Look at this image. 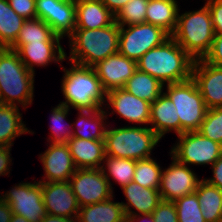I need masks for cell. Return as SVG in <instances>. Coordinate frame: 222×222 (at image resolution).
Listing matches in <instances>:
<instances>
[{
  "instance_id": "60d3db41",
  "label": "cell",
  "mask_w": 222,
  "mask_h": 222,
  "mask_svg": "<svg viewBox=\"0 0 222 222\" xmlns=\"http://www.w3.org/2000/svg\"><path fill=\"white\" fill-rule=\"evenodd\" d=\"M207 1V2H206ZM210 10L215 35H222V0H206Z\"/></svg>"
},
{
  "instance_id": "52a82bcc",
  "label": "cell",
  "mask_w": 222,
  "mask_h": 222,
  "mask_svg": "<svg viewBox=\"0 0 222 222\" xmlns=\"http://www.w3.org/2000/svg\"><path fill=\"white\" fill-rule=\"evenodd\" d=\"M164 92L176 107L180 119V134L198 131L207 113V106L191 78L180 83L167 84Z\"/></svg>"
},
{
  "instance_id": "7dc6e473",
  "label": "cell",
  "mask_w": 222,
  "mask_h": 222,
  "mask_svg": "<svg viewBox=\"0 0 222 222\" xmlns=\"http://www.w3.org/2000/svg\"><path fill=\"white\" fill-rule=\"evenodd\" d=\"M40 222H77V218H67L46 214Z\"/></svg>"
},
{
  "instance_id": "ac0fdd59",
  "label": "cell",
  "mask_w": 222,
  "mask_h": 222,
  "mask_svg": "<svg viewBox=\"0 0 222 222\" xmlns=\"http://www.w3.org/2000/svg\"><path fill=\"white\" fill-rule=\"evenodd\" d=\"M10 49L15 50L24 65L33 73L35 66L46 67L49 63L65 61V51L60 42H28L27 44H13Z\"/></svg>"
},
{
  "instance_id": "8fae6325",
  "label": "cell",
  "mask_w": 222,
  "mask_h": 222,
  "mask_svg": "<svg viewBox=\"0 0 222 222\" xmlns=\"http://www.w3.org/2000/svg\"><path fill=\"white\" fill-rule=\"evenodd\" d=\"M69 182L79 207L105 201L114 196L101 168L77 169Z\"/></svg>"
},
{
  "instance_id": "603a6c76",
  "label": "cell",
  "mask_w": 222,
  "mask_h": 222,
  "mask_svg": "<svg viewBox=\"0 0 222 222\" xmlns=\"http://www.w3.org/2000/svg\"><path fill=\"white\" fill-rule=\"evenodd\" d=\"M75 5V29H98L115 21V15L100 0L80 1Z\"/></svg>"
},
{
  "instance_id": "7bdbcfd3",
  "label": "cell",
  "mask_w": 222,
  "mask_h": 222,
  "mask_svg": "<svg viewBox=\"0 0 222 222\" xmlns=\"http://www.w3.org/2000/svg\"><path fill=\"white\" fill-rule=\"evenodd\" d=\"M12 147L0 146V176H6L10 173V166L12 164L11 156ZM10 165V166H9Z\"/></svg>"
},
{
  "instance_id": "836d02e7",
  "label": "cell",
  "mask_w": 222,
  "mask_h": 222,
  "mask_svg": "<svg viewBox=\"0 0 222 222\" xmlns=\"http://www.w3.org/2000/svg\"><path fill=\"white\" fill-rule=\"evenodd\" d=\"M70 109L71 108H68L67 106L61 104H58L57 106L52 108L50 115L52 126L49 127V129H51V132L49 133L50 135L47 139L48 143H67L72 138V123L71 125L64 124V121L67 120L66 117L69 114Z\"/></svg>"
},
{
  "instance_id": "4dcf8cb0",
  "label": "cell",
  "mask_w": 222,
  "mask_h": 222,
  "mask_svg": "<svg viewBox=\"0 0 222 222\" xmlns=\"http://www.w3.org/2000/svg\"><path fill=\"white\" fill-rule=\"evenodd\" d=\"M62 38L56 35L50 26L39 18L27 19L14 44H27L28 42H60Z\"/></svg>"
},
{
  "instance_id": "9c48e42d",
  "label": "cell",
  "mask_w": 222,
  "mask_h": 222,
  "mask_svg": "<svg viewBox=\"0 0 222 222\" xmlns=\"http://www.w3.org/2000/svg\"><path fill=\"white\" fill-rule=\"evenodd\" d=\"M169 37L162 28L149 23L119 26L118 53L138 61L146 52L161 45Z\"/></svg>"
},
{
  "instance_id": "7a4b0ae2",
  "label": "cell",
  "mask_w": 222,
  "mask_h": 222,
  "mask_svg": "<svg viewBox=\"0 0 222 222\" xmlns=\"http://www.w3.org/2000/svg\"><path fill=\"white\" fill-rule=\"evenodd\" d=\"M70 62L93 67L99 61L118 53L119 25L114 21L107 27L98 29H75L68 37Z\"/></svg>"
},
{
  "instance_id": "83f0119b",
  "label": "cell",
  "mask_w": 222,
  "mask_h": 222,
  "mask_svg": "<svg viewBox=\"0 0 222 222\" xmlns=\"http://www.w3.org/2000/svg\"><path fill=\"white\" fill-rule=\"evenodd\" d=\"M164 86L158 79L137 69L123 89L135 97L153 103L163 93Z\"/></svg>"
},
{
  "instance_id": "f1b7e54d",
  "label": "cell",
  "mask_w": 222,
  "mask_h": 222,
  "mask_svg": "<svg viewBox=\"0 0 222 222\" xmlns=\"http://www.w3.org/2000/svg\"><path fill=\"white\" fill-rule=\"evenodd\" d=\"M24 21L11 8L8 0H0V48H10L16 42Z\"/></svg>"
},
{
  "instance_id": "f6af8a7d",
  "label": "cell",
  "mask_w": 222,
  "mask_h": 222,
  "mask_svg": "<svg viewBox=\"0 0 222 222\" xmlns=\"http://www.w3.org/2000/svg\"><path fill=\"white\" fill-rule=\"evenodd\" d=\"M114 15L122 9L130 0H100Z\"/></svg>"
},
{
  "instance_id": "7402d4cb",
  "label": "cell",
  "mask_w": 222,
  "mask_h": 222,
  "mask_svg": "<svg viewBox=\"0 0 222 222\" xmlns=\"http://www.w3.org/2000/svg\"><path fill=\"white\" fill-rule=\"evenodd\" d=\"M77 112L78 117L72 123V137L87 140H105V133L108 126L106 125L108 115L105 108L81 109L77 110Z\"/></svg>"
},
{
  "instance_id": "7c38bea8",
  "label": "cell",
  "mask_w": 222,
  "mask_h": 222,
  "mask_svg": "<svg viewBox=\"0 0 222 222\" xmlns=\"http://www.w3.org/2000/svg\"><path fill=\"white\" fill-rule=\"evenodd\" d=\"M170 157V166L162 169L159 193L162 200L175 201L195 192L201 180L187 165L178 162L171 154Z\"/></svg>"
},
{
  "instance_id": "74e56055",
  "label": "cell",
  "mask_w": 222,
  "mask_h": 222,
  "mask_svg": "<svg viewBox=\"0 0 222 222\" xmlns=\"http://www.w3.org/2000/svg\"><path fill=\"white\" fill-rule=\"evenodd\" d=\"M155 222H178L174 201L162 200L152 212Z\"/></svg>"
},
{
  "instance_id": "d6a6232c",
  "label": "cell",
  "mask_w": 222,
  "mask_h": 222,
  "mask_svg": "<svg viewBox=\"0 0 222 222\" xmlns=\"http://www.w3.org/2000/svg\"><path fill=\"white\" fill-rule=\"evenodd\" d=\"M162 168L154 158L136 160L133 182L145 187H160Z\"/></svg>"
},
{
  "instance_id": "d6986e66",
  "label": "cell",
  "mask_w": 222,
  "mask_h": 222,
  "mask_svg": "<svg viewBox=\"0 0 222 222\" xmlns=\"http://www.w3.org/2000/svg\"><path fill=\"white\" fill-rule=\"evenodd\" d=\"M121 189L128 201L127 203L120 202L123 206L125 216L152 214L154 209L162 201L158 189L145 188L133 181ZM131 207L136 209V211H133Z\"/></svg>"
},
{
  "instance_id": "4fadbf2b",
  "label": "cell",
  "mask_w": 222,
  "mask_h": 222,
  "mask_svg": "<svg viewBox=\"0 0 222 222\" xmlns=\"http://www.w3.org/2000/svg\"><path fill=\"white\" fill-rule=\"evenodd\" d=\"M103 108H112L110 113H117L131 124L148 125L150 122V106L146 100L135 97L123 88L112 89L106 92V102ZM106 105L108 106L106 108Z\"/></svg>"
},
{
  "instance_id": "9a60e30c",
  "label": "cell",
  "mask_w": 222,
  "mask_h": 222,
  "mask_svg": "<svg viewBox=\"0 0 222 222\" xmlns=\"http://www.w3.org/2000/svg\"><path fill=\"white\" fill-rule=\"evenodd\" d=\"M38 156L45 172L39 182L69 181L77 170L66 143H50Z\"/></svg>"
},
{
  "instance_id": "bcb514c9",
  "label": "cell",
  "mask_w": 222,
  "mask_h": 222,
  "mask_svg": "<svg viewBox=\"0 0 222 222\" xmlns=\"http://www.w3.org/2000/svg\"><path fill=\"white\" fill-rule=\"evenodd\" d=\"M13 216L9 204L0 198V222H10Z\"/></svg>"
},
{
  "instance_id": "d590c367",
  "label": "cell",
  "mask_w": 222,
  "mask_h": 222,
  "mask_svg": "<svg viewBox=\"0 0 222 222\" xmlns=\"http://www.w3.org/2000/svg\"><path fill=\"white\" fill-rule=\"evenodd\" d=\"M174 204L178 222H205L196 192L176 199Z\"/></svg>"
},
{
  "instance_id": "f907efd6",
  "label": "cell",
  "mask_w": 222,
  "mask_h": 222,
  "mask_svg": "<svg viewBox=\"0 0 222 222\" xmlns=\"http://www.w3.org/2000/svg\"><path fill=\"white\" fill-rule=\"evenodd\" d=\"M69 1H71V2H73V3H77V2L85 1V0H69Z\"/></svg>"
},
{
  "instance_id": "e0dca14e",
  "label": "cell",
  "mask_w": 222,
  "mask_h": 222,
  "mask_svg": "<svg viewBox=\"0 0 222 222\" xmlns=\"http://www.w3.org/2000/svg\"><path fill=\"white\" fill-rule=\"evenodd\" d=\"M102 88L107 92L123 88L137 70V62L120 53L108 56L93 66Z\"/></svg>"
},
{
  "instance_id": "ba28073f",
  "label": "cell",
  "mask_w": 222,
  "mask_h": 222,
  "mask_svg": "<svg viewBox=\"0 0 222 222\" xmlns=\"http://www.w3.org/2000/svg\"><path fill=\"white\" fill-rule=\"evenodd\" d=\"M177 137V144L171 147L169 153L182 164L212 166L222 155V145L198 131L184 132Z\"/></svg>"
},
{
  "instance_id": "30bf717a",
  "label": "cell",
  "mask_w": 222,
  "mask_h": 222,
  "mask_svg": "<svg viewBox=\"0 0 222 222\" xmlns=\"http://www.w3.org/2000/svg\"><path fill=\"white\" fill-rule=\"evenodd\" d=\"M0 198L9 204L12 213L25 217L29 222H40L47 214L43 203L41 182H22L11 187Z\"/></svg>"
},
{
  "instance_id": "ab89813d",
  "label": "cell",
  "mask_w": 222,
  "mask_h": 222,
  "mask_svg": "<svg viewBox=\"0 0 222 222\" xmlns=\"http://www.w3.org/2000/svg\"><path fill=\"white\" fill-rule=\"evenodd\" d=\"M35 1L36 0H8L11 8L25 20L37 18Z\"/></svg>"
},
{
  "instance_id": "5bb4252c",
  "label": "cell",
  "mask_w": 222,
  "mask_h": 222,
  "mask_svg": "<svg viewBox=\"0 0 222 222\" xmlns=\"http://www.w3.org/2000/svg\"><path fill=\"white\" fill-rule=\"evenodd\" d=\"M41 191L47 214L77 218L80 207L69 181L41 182Z\"/></svg>"
},
{
  "instance_id": "277c9868",
  "label": "cell",
  "mask_w": 222,
  "mask_h": 222,
  "mask_svg": "<svg viewBox=\"0 0 222 222\" xmlns=\"http://www.w3.org/2000/svg\"><path fill=\"white\" fill-rule=\"evenodd\" d=\"M35 73L21 61L18 53L10 48H0V102L22 105L23 109L33 102Z\"/></svg>"
},
{
  "instance_id": "f546056e",
  "label": "cell",
  "mask_w": 222,
  "mask_h": 222,
  "mask_svg": "<svg viewBox=\"0 0 222 222\" xmlns=\"http://www.w3.org/2000/svg\"><path fill=\"white\" fill-rule=\"evenodd\" d=\"M103 163H106V165L103 164L101 169L103 170L112 191L113 183L111 182L110 177L116 183H119L121 188L133 181L136 160L105 155Z\"/></svg>"
},
{
  "instance_id": "ee69618b",
  "label": "cell",
  "mask_w": 222,
  "mask_h": 222,
  "mask_svg": "<svg viewBox=\"0 0 222 222\" xmlns=\"http://www.w3.org/2000/svg\"><path fill=\"white\" fill-rule=\"evenodd\" d=\"M213 177L206 178V180L209 184L218 187L220 190H222V155L213 163L211 166Z\"/></svg>"
},
{
  "instance_id": "c3c4849f",
  "label": "cell",
  "mask_w": 222,
  "mask_h": 222,
  "mask_svg": "<svg viewBox=\"0 0 222 222\" xmlns=\"http://www.w3.org/2000/svg\"><path fill=\"white\" fill-rule=\"evenodd\" d=\"M145 220L147 222H155L152 214H136L134 216H126L125 222H144Z\"/></svg>"
},
{
  "instance_id": "44dd1931",
  "label": "cell",
  "mask_w": 222,
  "mask_h": 222,
  "mask_svg": "<svg viewBox=\"0 0 222 222\" xmlns=\"http://www.w3.org/2000/svg\"><path fill=\"white\" fill-rule=\"evenodd\" d=\"M77 169L102 168L105 159V141L72 137L67 143Z\"/></svg>"
},
{
  "instance_id": "5b68a950",
  "label": "cell",
  "mask_w": 222,
  "mask_h": 222,
  "mask_svg": "<svg viewBox=\"0 0 222 222\" xmlns=\"http://www.w3.org/2000/svg\"><path fill=\"white\" fill-rule=\"evenodd\" d=\"M171 37L194 59H203L215 37L212 17L205 4L199 10L178 13L177 27Z\"/></svg>"
},
{
  "instance_id": "3957f363",
  "label": "cell",
  "mask_w": 222,
  "mask_h": 222,
  "mask_svg": "<svg viewBox=\"0 0 222 222\" xmlns=\"http://www.w3.org/2000/svg\"><path fill=\"white\" fill-rule=\"evenodd\" d=\"M71 66L69 69L61 67L64 72L61 91L65 101L59 104L77 110L102 108L106 102V91L102 88L95 69L73 62Z\"/></svg>"
},
{
  "instance_id": "2e32d148",
  "label": "cell",
  "mask_w": 222,
  "mask_h": 222,
  "mask_svg": "<svg viewBox=\"0 0 222 222\" xmlns=\"http://www.w3.org/2000/svg\"><path fill=\"white\" fill-rule=\"evenodd\" d=\"M192 79L208 109L222 107V67L197 59L193 64Z\"/></svg>"
},
{
  "instance_id": "b9f144b4",
  "label": "cell",
  "mask_w": 222,
  "mask_h": 222,
  "mask_svg": "<svg viewBox=\"0 0 222 222\" xmlns=\"http://www.w3.org/2000/svg\"><path fill=\"white\" fill-rule=\"evenodd\" d=\"M203 60L212 65L222 67V35H215L211 48Z\"/></svg>"
},
{
  "instance_id": "e575fe53",
  "label": "cell",
  "mask_w": 222,
  "mask_h": 222,
  "mask_svg": "<svg viewBox=\"0 0 222 222\" xmlns=\"http://www.w3.org/2000/svg\"><path fill=\"white\" fill-rule=\"evenodd\" d=\"M149 0H130L115 15V22L119 26H132L146 23V8Z\"/></svg>"
},
{
  "instance_id": "8992f818",
  "label": "cell",
  "mask_w": 222,
  "mask_h": 222,
  "mask_svg": "<svg viewBox=\"0 0 222 222\" xmlns=\"http://www.w3.org/2000/svg\"><path fill=\"white\" fill-rule=\"evenodd\" d=\"M160 140L148 126L128 125L119 128L107 126L104 140L105 154L133 160L151 158L152 150Z\"/></svg>"
},
{
  "instance_id": "d4e9b609",
  "label": "cell",
  "mask_w": 222,
  "mask_h": 222,
  "mask_svg": "<svg viewBox=\"0 0 222 222\" xmlns=\"http://www.w3.org/2000/svg\"><path fill=\"white\" fill-rule=\"evenodd\" d=\"M176 0H149L146 8V23L158 26L170 36L177 27L180 7Z\"/></svg>"
},
{
  "instance_id": "6da1fadb",
  "label": "cell",
  "mask_w": 222,
  "mask_h": 222,
  "mask_svg": "<svg viewBox=\"0 0 222 222\" xmlns=\"http://www.w3.org/2000/svg\"><path fill=\"white\" fill-rule=\"evenodd\" d=\"M194 59L170 36L161 45L146 52L137 62V69L158 79L162 84L192 78Z\"/></svg>"
},
{
  "instance_id": "cb8c5ba5",
  "label": "cell",
  "mask_w": 222,
  "mask_h": 222,
  "mask_svg": "<svg viewBox=\"0 0 222 222\" xmlns=\"http://www.w3.org/2000/svg\"><path fill=\"white\" fill-rule=\"evenodd\" d=\"M19 106L0 104V146L12 147L16 137L34 134L26 127Z\"/></svg>"
},
{
  "instance_id": "4316f807",
  "label": "cell",
  "mask_w": 222,
  "mask_h": 222,
  "mask_svg": "<svg viewBox=\"0 0 222 222\" xmlns=\"http://www.w3.org/2000/svg\"><path fill=\"white\" fill-rule=\"evenodd\" d=\"M195 192L205 222L222 221V190L201 179Z\"/></svg>"
},
{
  "instance_id": "8d00e7d4",
  "label": "cell",
  "mask_w": 222,
  "mask_h": 222,
  "mask_svg": "<svg viewBox=\"0 0 222 222\" xmlns=\"http://www.w3.org/2000/svg\"><path fill=\"white\" fill-rule=\"evenodd\" d=\"M198 132L222 145V107L207 110Z\"/></svg>"
},
{
  "instance_id": "484cf974",
  "label": "cell",
  "mask_w": 222,
  "mask_h": 222,
  "mask_svg": "<svg viewBox=\"0 0 222 222\" xmlns=\"http://www.w3.org/2000/svg\"><path fill=\"white\" fill-rule=\"evenodd\" d=\"M113 197L80 207L77 222H125L123 206L114 202Z\"/></svg>"
},
{
  "instance_id": "ffe728a7",
  "label": "cell",
  "mask_w": 222,
  "mask_h": 222,
  "mask_svg": "<svg viewBox=\"0 0 222 222\" xmlns=\"http://www.w3.org/2000/svg\"><path fill=\"white\" fill-rule=\"evenodd\" d=\"M149 125L160 139L171 131L180 135V119L176 107L164 92L151 103Z\"/></svg>"
},
{
  "instance_id": "681fc988",
  "label": "cell",
  "mask_w": 222,
  "mask_h": 222,
  "mask_svg": "<svg viewBox=\"0 0 222 222\" xmlns=\"http://www.w3.org/2000/svg\"><path fill=\"white\" fill-rule=\"evenodd\" d=\"M10 222H29L25 217L13 214Z\"/></svg>"
},
{
  "instance_id": "f35d334b",
  "label": "cell",
  "mask_w": 222,
  "mask_h": 222,
  "mask_svg": "<svg viewBox=\"0 0 222 222\" xmlns=\"http://www.w3.org/2000/svg\"><path fill=\"white\" fill-rule=\"evenodd\" d=\"M61 0H36V15L37 18L43 20L51 27V17H55L56 5Z\"/></svg>"
},
{
  "instance_id": "1f68e13d",
  "label": "cell",
  "mask_w": 222,
  "mask_h": 222,
  "mask_svg": "<svg viewBox=\"0 0 222 222\" xmlns=\"http://www.w3.org/2000/svg\"><path fill=\"white\" fill-rule=\"evenodd\" d=\"M76 5L69 0H61L56 5L55 17H51V29L62 39L74 32L76 26Z\"/></svg>"
}]
</instances>
